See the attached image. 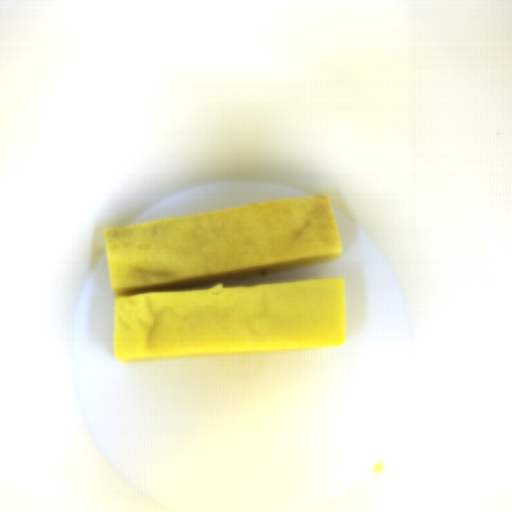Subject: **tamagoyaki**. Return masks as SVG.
Returning a JSON list of instances; mask_svg holds the SVG:
<instances>
[{
  "mask_svg": "<svg viewBox=\"0 0 512 512\" xmlns=\"http://www.w3.org/2000/svg\"><path fill=\"white\" fill-rule=\"evenodd\" d=\"M103 233L122 364L345 345V277L223 283L340 259L327 194Z\"/></svg>",
  "mask_w": 512,
  "mask_h": 512,
  "instance_id": "tamagoyaki-1",
  "label": "tamagoyaki"
}]
</instances>
